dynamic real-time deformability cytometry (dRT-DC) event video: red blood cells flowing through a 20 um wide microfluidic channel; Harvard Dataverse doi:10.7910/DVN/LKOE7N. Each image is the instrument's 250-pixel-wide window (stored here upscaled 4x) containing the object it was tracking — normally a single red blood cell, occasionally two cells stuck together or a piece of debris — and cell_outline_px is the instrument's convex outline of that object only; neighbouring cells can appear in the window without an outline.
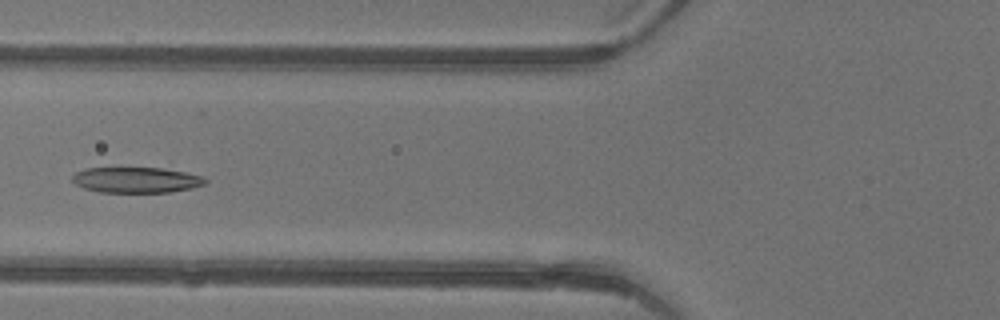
{"species": "common noctule bat (a hibernating species)", "species_latin": "Nyctalus noctula", "temperature_condition": "warm", "stored_images_in_passage": 5, "camera_frame_rate_fps": 3000, "um_per_image_px": 0.085, "animal": {"sex": "female"}, "frame": {"image": 1, "passage_image": 5, "time_ms": 1.333, "image_size_px": [1000, 320], "cell_outline_px": [[208, 180], [204, 184], [192, 188], [168, 192], [100, 192], [84, 188], [76, 184], [72, 180], [72, 176], [76, 172], [84, 168], [160, 168], [184, 172], [204, 176]], "centroid_in_image_um": [11.58, 15.29], "position_along_channel_um": 114.2, "area_um2": 19.77}}